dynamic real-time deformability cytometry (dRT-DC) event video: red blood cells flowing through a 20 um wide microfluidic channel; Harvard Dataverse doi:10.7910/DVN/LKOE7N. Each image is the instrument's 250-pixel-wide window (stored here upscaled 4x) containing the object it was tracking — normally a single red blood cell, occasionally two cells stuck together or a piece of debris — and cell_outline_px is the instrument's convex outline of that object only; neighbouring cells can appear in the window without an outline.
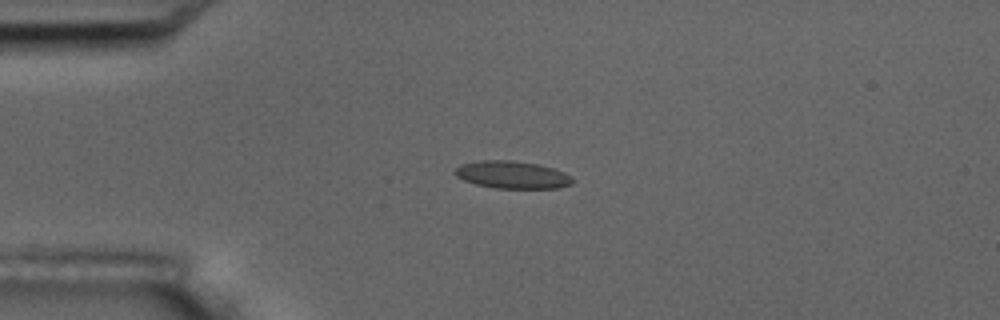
{"species": "common noctule bat (a hibernating species)", "species_latin": "Nyctalus noctula", "temperature_condition": "room temperature", "stored_images_in_passage": 3, "camera_frame_rate_fps": 3000, "um_per_image_px": 0.085, "animal": {"sex": "male", "body_mass_g": 17.5, "forearm_length_mm": 52.3}, "frame": {"image": 1, "passage_image": 1, "time_ms": 0.0, "image_size_px": [1000, 320], "cell_outline_px": [[576, 180], [572, 184], [560, 188], [496, 188], [476, 184], [464, 180], [456, 176], [452, 172], [460, 164], [480, 160], [508, 160], [536, 164], [552, 168], [564, 172]], "centroid_in_image_um": [43.53, 14.86], "position_along_channel_um": 41.5, "area_um2": 18.84}}